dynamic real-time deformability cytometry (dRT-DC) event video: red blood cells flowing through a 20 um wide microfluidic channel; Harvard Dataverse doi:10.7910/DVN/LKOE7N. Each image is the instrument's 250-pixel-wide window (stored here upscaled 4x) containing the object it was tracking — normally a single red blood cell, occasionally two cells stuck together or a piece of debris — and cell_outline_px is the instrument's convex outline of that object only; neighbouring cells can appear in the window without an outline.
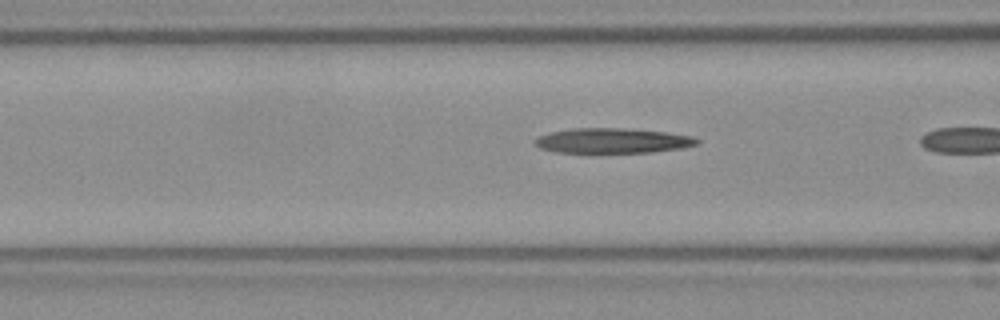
{"species": "Egyptian fruit bat (a non-hibernating species)", "species_latin": "Rousettus aegyptiacus", "temperature_condition": "room temperature", "stored_images_in_passage": 4, "camera_frame_rate_fps": 3000, "um_per_image_px": 0.085, "frame": {"image": 1, "passage_image": 3, "time_ms": 0.667, "image_size_px": [1000, 320], "cell_outline_px": [[700, 144], [680, 148], [652, 152], [556, 152], [540, 148], [532, 140], [536, 136], [552, 132], [572, 128], [620, 128], [668, 132], [692, 136], [700, 140]], "centroid_in_image_um": [52.06, 11.95], "position_along_channel_um": 114.5, "area_um2": 23.58}}